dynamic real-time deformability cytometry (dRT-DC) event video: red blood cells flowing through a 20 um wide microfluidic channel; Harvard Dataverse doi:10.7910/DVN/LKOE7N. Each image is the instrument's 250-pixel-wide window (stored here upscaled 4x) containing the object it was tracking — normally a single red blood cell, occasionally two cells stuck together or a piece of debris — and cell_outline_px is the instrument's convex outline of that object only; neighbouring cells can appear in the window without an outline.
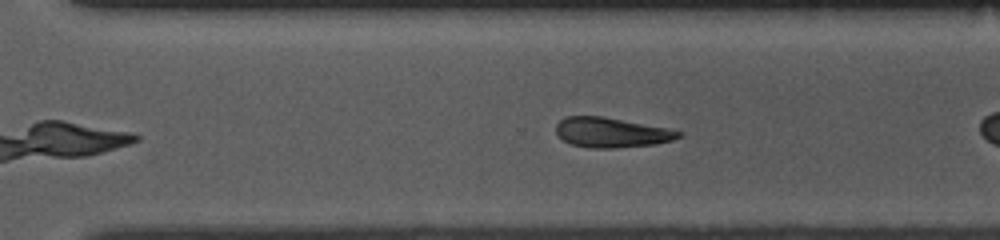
{"species": "common noctule bat (a hibernating species)", "species_latin": "Nyctalus noctula", "temperature_condition": "room temperature", "stored_images_in_passage": 30, "camera_frame_rate_fps": 3000, "um_per_image_px": 0.085, "animal": {"sex": "female", "body_mass_g": 10.0, "forearm_length_mm": 53.1}, "frame": {"image": 1, "passage_image": 22, "time_ms": 7.0, "image_size_px": [1000, 240], "cell_outline_px": [[684, 132], [680, 136], [672, 140], [652, 144], [612, 148], [588, 148], [572, 144], [564, 140], [556, 132], [556, 124], [564, 116], [604, 116], [668, 128]], "centroid_in_image_um": [51.95, 11.25], "position_along_channel_um": 318.6, "area_um2": 21.27}}